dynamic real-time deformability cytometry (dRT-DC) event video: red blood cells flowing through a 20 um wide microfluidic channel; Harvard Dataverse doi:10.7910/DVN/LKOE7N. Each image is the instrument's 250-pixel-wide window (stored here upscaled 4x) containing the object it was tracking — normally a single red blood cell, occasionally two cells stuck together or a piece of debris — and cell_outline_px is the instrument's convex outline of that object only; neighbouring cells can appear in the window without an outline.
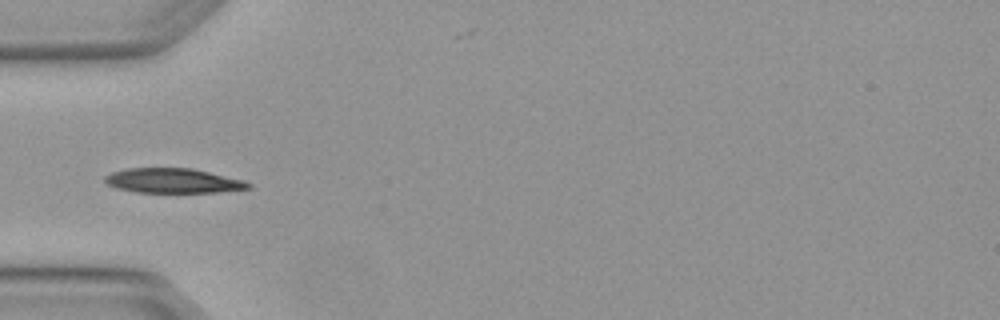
{"species": "Egyptian fruit bat (a non-hibernating species)", "species_latin": "Rousettus aegyptiacus", "temperature_condition": "warm", "stored_images_in_passage": 6, "camera_frame_rate_fps": 3000, "um_per_image_px": 0.085, "animal": {"sex": "female"}, "frame": {"image": 1, "passage_image": 5, "time_ms": 1.333, "image_size_px": [1000, 320], "cell_outline_px": [[252, 188], [216, 192], [136, 192], [116, 188], [108, 184], [104, 180], [104, 176], [112, 172], [128, 168], [192, 168], [244, 180], [252, 184]], "centroid_in_image_um": [14.72, 15.36], "position_along_channel_um": 70.3, "area_um2": 20.58}}